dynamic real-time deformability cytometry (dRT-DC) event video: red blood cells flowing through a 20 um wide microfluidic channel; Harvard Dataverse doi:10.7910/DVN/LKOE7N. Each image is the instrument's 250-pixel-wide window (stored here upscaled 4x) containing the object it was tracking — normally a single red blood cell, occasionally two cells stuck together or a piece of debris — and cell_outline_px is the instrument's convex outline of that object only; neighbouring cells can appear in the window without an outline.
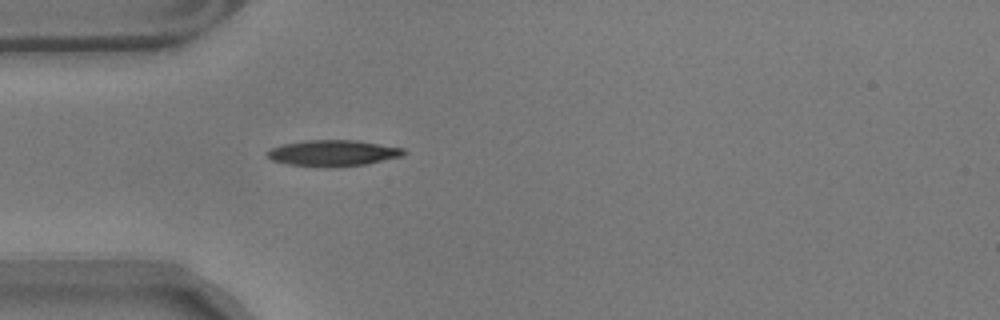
{"species": "common noctule bat (a hibernating species)", "species_latin": "Nyctalus noctula", "temperature_condition": "warm", "stored_images_in_passage": 16, "camera_frame_rate_fps": 3000, "um_per_image_px": 0.085, "animal": {"sex": "male", "body_mass_g": 17.9}, "frame": {"image": 1, "passage_image": 1, "time_ms": 0.0, "image_size_px": [1000, 320], "cell_outline_px": [[408, 152], [404, 156], [368, 164], [332, 168], [324, 168], [288, 164], [272, 160], [264, 156], [264, 152], [268, 148], [280, 144], [304, 140], [356, 140], [404, 148]], "centroid_in_image_um": [28.27, 13.02], "position_along_channel_um": 56.7, "area_um2": 21.5}}
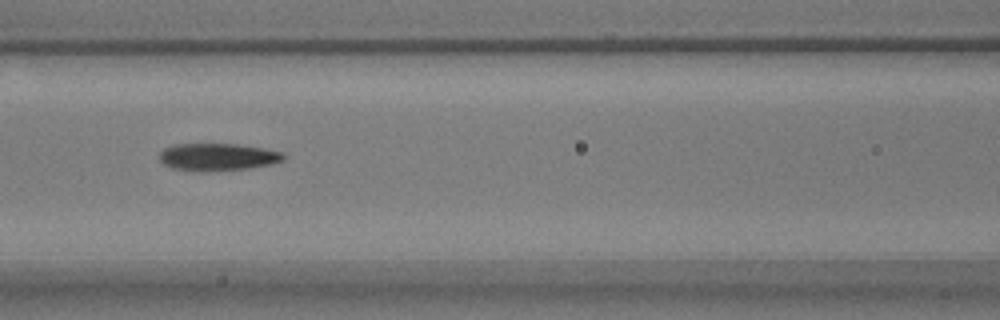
{"frame": {"image": 2, "passage_image": 9, "time_ms": 2.667, "image_size_px": [1000, 320], "cell_outline_px": [[284, 160], [272, 164], [248, 168], [204, 172], [200, 172], [172, 168], [164, 164], [160, 160], [160, 152], [164, 148], [172, 144], [236, 144], [264, 148], [284, 152]], "centroid_in_image_um": [18.5, 13.34], "position_along_channel_um": 148.1, "area_um2": 19.94}}
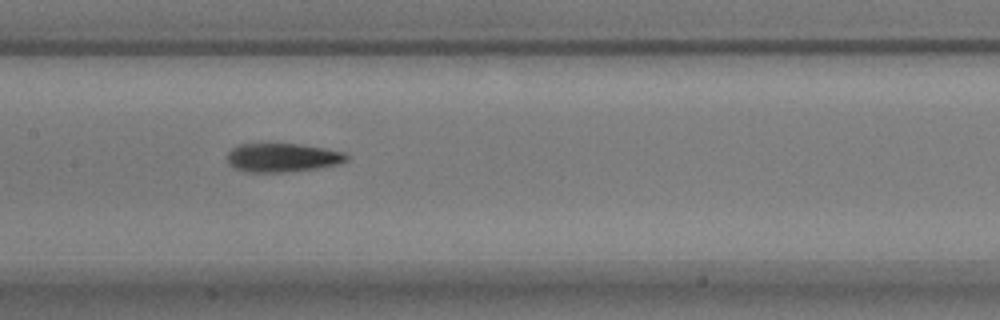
{"frame": {"image": 3, "passage_image": 12, "time_ms": 3.667, "image_size_px": [1000, 320], "cell_outline_px": [[348, 160], [336, 164], [316, 168], [284, 172], [244, 172], [228, 164], [228, 152], [236, 144], [300, 144], [324, 148], [344, 152], [348, 156]], "centroid_in_image_um": [23.98, 13.39], "position_along_channel_um": 183.4, "area_um2": 19.88}}